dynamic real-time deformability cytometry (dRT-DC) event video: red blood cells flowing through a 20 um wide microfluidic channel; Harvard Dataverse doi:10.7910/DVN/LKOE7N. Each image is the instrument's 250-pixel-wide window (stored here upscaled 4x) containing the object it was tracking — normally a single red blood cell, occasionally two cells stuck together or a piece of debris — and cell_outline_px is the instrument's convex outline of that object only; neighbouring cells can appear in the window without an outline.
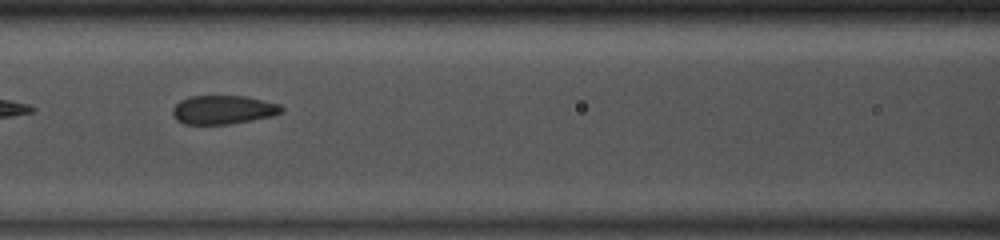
{"species": "common noctule bat (a hibernating species)", "species_latin": "Nyctalus noctula", "temperature_condition": "room temperature", "stored_images_in_passage": 27, "camera_frame_rate_fps": 3000, "um_per_image_px": 0.085, "animal": {"sex": "male", "body_mass_g": 13.0, "forearm_length_mm": 53.1}, "frame": {"image": 1, "passage_image": 12, "time_ms": 3.667, "image_size_px": [1000, 240], "cell_outline_px": [[284, 112], [272, 116], [252, 120], [228, 124], [184, 124], [176, 120], [172, 112], [172, 108], [180, 100], [188, 96], [244, 96], [280, 104], [284, 108]], "centroid_in_image_um": [18.97, 9.33], "position_along_channel_um": 147.6, "area_um2": 18.32}}